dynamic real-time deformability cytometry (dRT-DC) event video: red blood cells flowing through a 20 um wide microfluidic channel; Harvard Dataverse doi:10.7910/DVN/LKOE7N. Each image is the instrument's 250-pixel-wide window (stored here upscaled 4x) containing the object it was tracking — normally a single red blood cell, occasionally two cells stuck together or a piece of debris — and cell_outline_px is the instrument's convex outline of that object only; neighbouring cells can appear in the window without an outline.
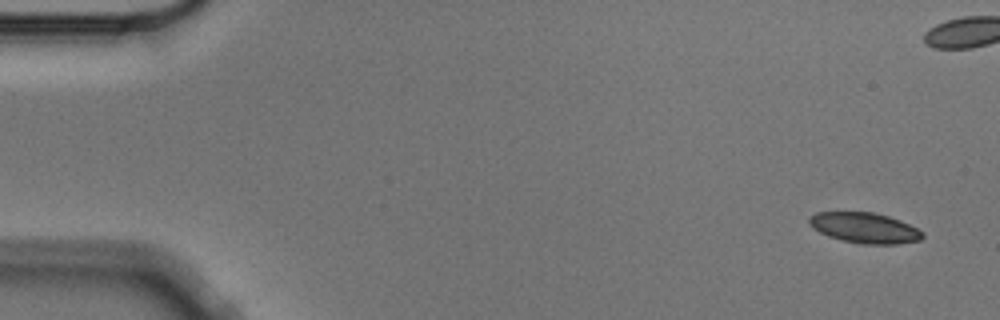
{"species": "Egyptian fruit bat (a non-hibernating species)", "species_latin": "Rousettus aegyptiacus", "temperature_condition": "cold", "stored_images_in_passage": 5, "camera_frame_rate_fps": 3000, "um_per_image_px": 0.085, "animal": {"sex": "male"}, "frame": {"image": 1, "passage_image": 1, "time_ms": 0.0, "image_size_px": [1000, 320], "cell_outline_px": [[924, 236], [920, 240], [896, 244], [864, 244], [840, 240], [828, 236], [812, 228], [808, 224], [808, 220], [816, 212], [872, 212], [888, 216], [900, 220], [924, 232]], "centroid_in_image_um": [73.48, 19.37], "position_along_channel_um": 11.5, "area_um2": 20.11}}
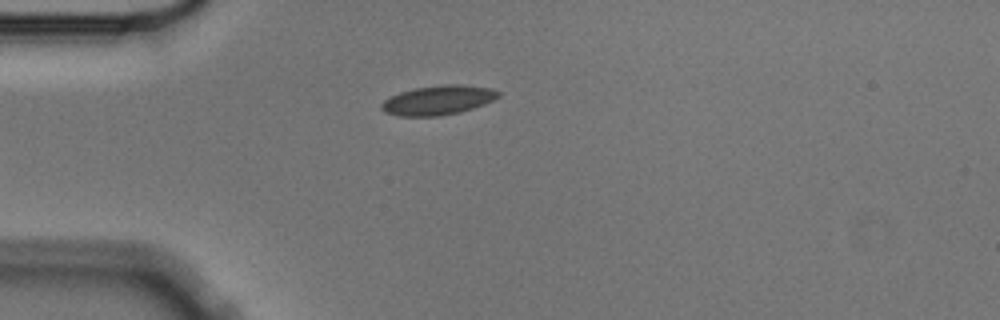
{"frame": {"image": 2, "passage_image": 5, "time_ms": 1.333, "image_size_px": [1000, 320], "cell_outline_px": [[500, 96], [484, 104], [460, 112], [436, 116], [400, 116], [384, 112], [380, 108], [380, 104], [388, 96], [400, 92], [416, 88], [444, 84], [460, 84], [492, 88], [500, 92]], "centroid_in_image_um": [37.21, 8.51], "position_along_channel_um": 47.8, "area_um2": 20.06}}